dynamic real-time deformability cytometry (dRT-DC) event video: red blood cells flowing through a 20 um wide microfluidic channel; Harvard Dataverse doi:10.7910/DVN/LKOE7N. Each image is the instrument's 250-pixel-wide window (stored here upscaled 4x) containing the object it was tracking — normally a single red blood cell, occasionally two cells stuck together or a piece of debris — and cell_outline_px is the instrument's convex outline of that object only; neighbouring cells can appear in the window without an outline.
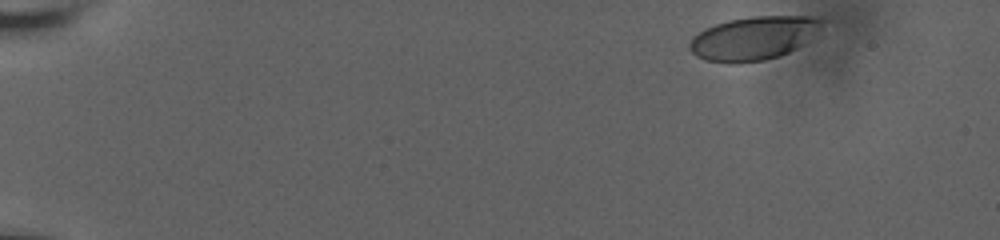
{"species": "human", "species_latin": "Homo sapiens", "temperature_condition": "room temperature", "stored_images_in_passage": 6, "camera_frame_rate_fps": 3000, "um_per_image_px": 0.085, "donor": {"sex": "male"}, "frame": {"image": 1, "passage_image": 1, "time_ms": 0.0, "image_size_px": [1000, 240], "cell_outline_px": [[820, 28], [796, 48], [780, 56], [764, 60], [736, 64], [728, 64], [704, 60], [696, 56], [688, 48], [688, 44], [692, 36], [704, 28], [728, 20], [752, 16], [808, 16], [820, 20]], "centroid_in_image_um": [63.93, 3.26], "position_along_channel_um": 21.1, "area_um2": 33.41}}
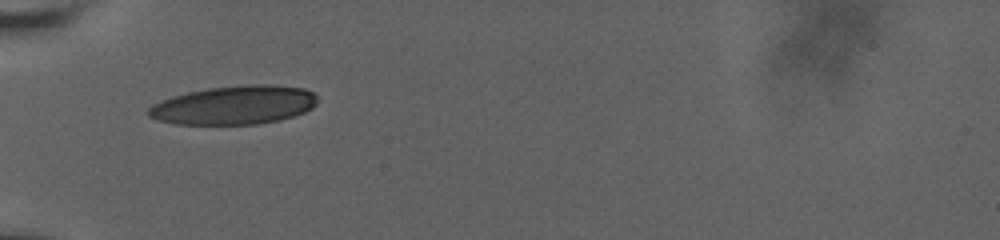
{"frame": {"image": 2, "passage_image": 5, "time_ms": 5.0, "image_size_px": [1000, 240], "cell_outline_px": [[316, 104], [312, 108], [304, 112], [280, 120], [256, 124], [176, 124], [160, 120], [148, 116], [144, 112], [152, 104], [172, 96], [188, 92], [208, 88], [248, 84], [268, 84], [304, 88], [312, 92], [316, 96]], "centroid_in_image_um": [19.89, 8.93], "position_along_channel_um": 65.1, "area_um2": 38.15}}